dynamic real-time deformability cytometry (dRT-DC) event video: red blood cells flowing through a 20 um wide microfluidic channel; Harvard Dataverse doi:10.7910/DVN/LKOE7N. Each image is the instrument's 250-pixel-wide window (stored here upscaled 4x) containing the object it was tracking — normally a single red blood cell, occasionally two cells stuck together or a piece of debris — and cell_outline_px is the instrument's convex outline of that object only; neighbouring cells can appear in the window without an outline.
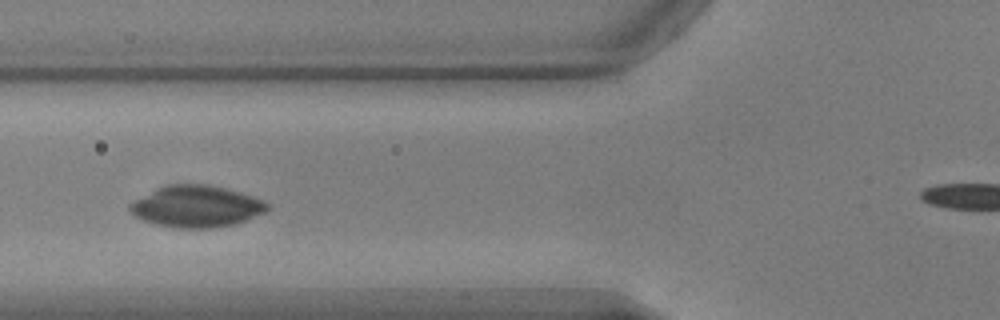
{"species": "common noctule bat (a hibernating species)", "species_latin": "Nyctalus noctula", "temperature_condition": "warm", "stored_images_in_passage": 39, "segment_of_instrument_passage": [2, 2], "camera_frame_rate_fps": 3000, "um_per_image_px": 0.085, "animal": {"sex": "male", "body_mass_g": 17.9, "forearm_length_mm": 54.2}, "frame": {"image": 1, "passage_image": 14, "time_ms": 4.333, "image_size_px": [1000, 320], "cell_outline_px": [[268, 208], [264, 212], [236, 224], [212, 228], [176, 228], [156, 224], [144, 220], [136, 216], [128, 208], [128, 204], [132, 200], [156, 188], [168, 184], [208, 184], [224, 188], [252, 196], [264, 200], [268, 204]], "centroid_in_image_um": [16.66, 17.54], "position_along_channel_um": 109.1, "area_um2": 33.29}}
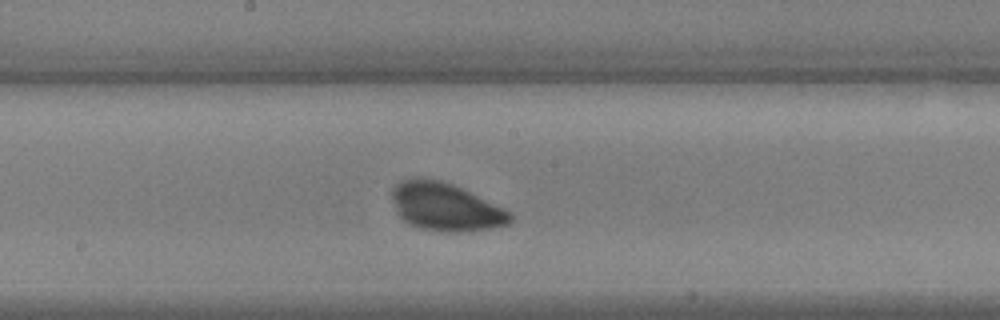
{"frame": {"image": 2, "passage_image": 22, "time_ms": 7.0, "image_size_px": [1000, 320], "cell_outline_px": [[512, 220], [508, 224], [468, 232], [440, 232], [420, 228], [404, 220], [400, 216], [392, 200], [392, 188], [400, 180], [416, 176], [424, 176], [440, 180], [452, 184], [512, 212]], "centroid_in_image_um": [37.84, 17.57], "position_along_channel_um": 210.4, "area_um2": 33.12}}
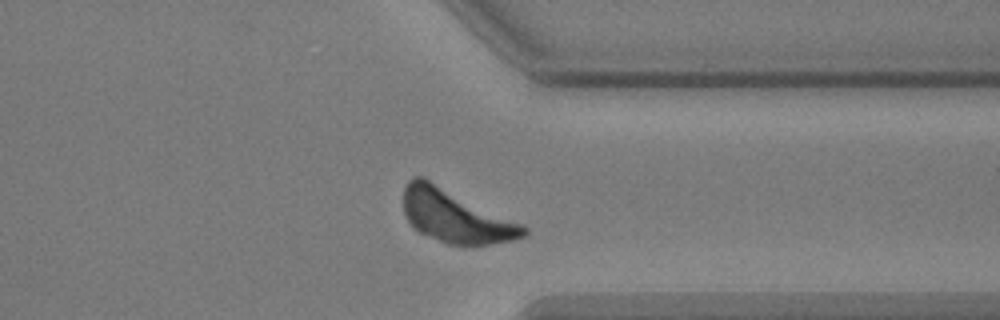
{"frame": {"image": 3, "passage_image": 35, "time_ms": 11.333, "image_size_px": [1000, 320], "cell_outline_px": [[528, 232], [524, 236], [512, 240], [488, 244], [448, 244], [420, 232], [412, 228], [404, 212], [404, 188], [408, 180], [412, 176], [424, 176], [524, 224], [528, 228]], "centroid_in_image_um": [38.72, 18.33], "position_along_channel_um": 372.7, "area_um2": 37.28}}